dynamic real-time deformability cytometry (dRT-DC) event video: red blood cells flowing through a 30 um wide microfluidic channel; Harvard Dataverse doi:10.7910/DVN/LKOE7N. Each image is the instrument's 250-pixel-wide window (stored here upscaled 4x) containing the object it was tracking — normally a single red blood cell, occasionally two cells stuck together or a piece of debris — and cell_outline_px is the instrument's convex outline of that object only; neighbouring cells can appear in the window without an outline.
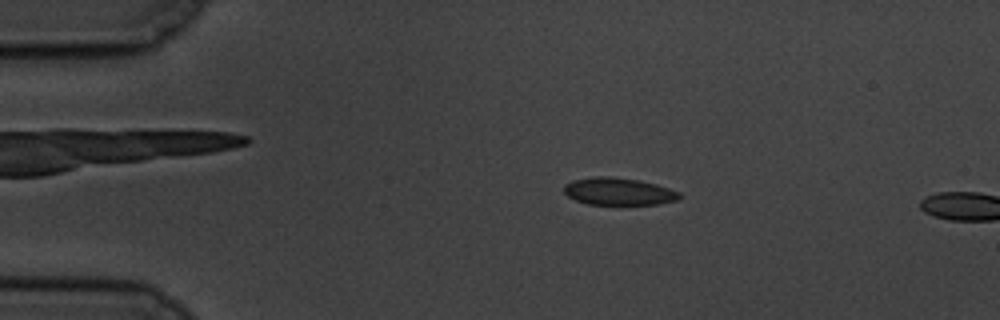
{"species": "common noctule bat (a hibernating species)", "species_latin": "Nyctalus noctula", "temperature_condition": "cold", "stored_images_in_passage": 13, "camera_frame_rate_fps": 3000, "um_per_image_px": 0.085, "animal": {"sex": "male", "body_mass_g": 19.5, "forearm_length_mm": 54.6}, "frame": {"image": 1, "passage_image": 11, "time_ms": 3.333, "image_size_px": [1000, 320], "cell_outline_px": [[680, 200], [660, 204], [588, 204], [576, 200], [568, 196], [564, 192], [564, 184], [572, 180], [596, 176], [608, 176], [640, 180], [656, 184], [680, 192]], "centroid_in_image_um": [52.59, 16.27], "position_along_channel_um": 32.4, "area_um2": 18.44}}